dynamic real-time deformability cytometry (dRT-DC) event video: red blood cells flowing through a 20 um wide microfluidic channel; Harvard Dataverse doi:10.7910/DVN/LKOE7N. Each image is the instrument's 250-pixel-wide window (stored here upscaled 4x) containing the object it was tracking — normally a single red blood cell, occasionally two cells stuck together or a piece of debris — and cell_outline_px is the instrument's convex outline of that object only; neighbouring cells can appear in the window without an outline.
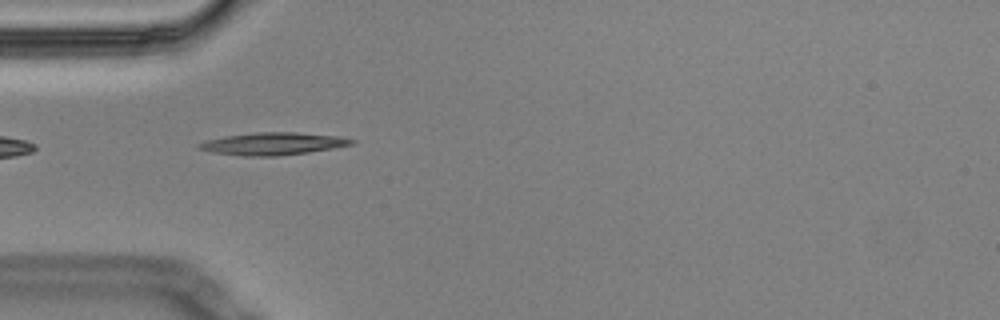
{"species": "Egyptian fruit bat (a non-hibernating species)", "species_latin": "Rousettus aegyptiacus", "temperature_condition": "cold", "stored_images_in_passage": 41, "segment_of_instrument_passage": [1, 2], "camera_frame_rate_fps": 3000, "um_per_image_px": 0.085, "animal": {"sex": "male"}, "frame": {"image": 1, "passage_image": 1, "time_ms": 0.0, "image_size_px": [1000, 320], "cell_outline_px": [[356, 140], [352, 144], [332, 148], [308, 152], [276, 156], [244, 156], [212, 152], [196, 148], [196, 144], [204, 140], [224, 136], [256, 132], [296, 132], [340, 136]], "centroid_in_image_um": [23.15, 12.21], "position_along_channel_um": 61.9, "area_um2": 20.0}}
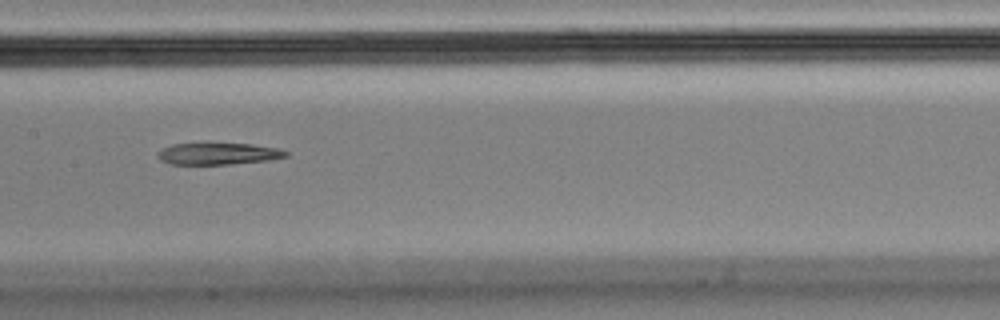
{"frame": {"image": 2, "passage_image": 12, "time_ms": 3.667, "image_size_px": [1000, 320], "cell_outline_px": [[288, 156], [268, 160], [228, 164], [172, 164], [160, 160], [156, 156], [156, 152], [160, 148], [172, 144], [208, 140], [252, 144], [280, 148], [288, 152]], "centroid_in_image_um": [18.48, 13.0], "position_along_channel_um": 188.9, "area_um2": 17.34}}